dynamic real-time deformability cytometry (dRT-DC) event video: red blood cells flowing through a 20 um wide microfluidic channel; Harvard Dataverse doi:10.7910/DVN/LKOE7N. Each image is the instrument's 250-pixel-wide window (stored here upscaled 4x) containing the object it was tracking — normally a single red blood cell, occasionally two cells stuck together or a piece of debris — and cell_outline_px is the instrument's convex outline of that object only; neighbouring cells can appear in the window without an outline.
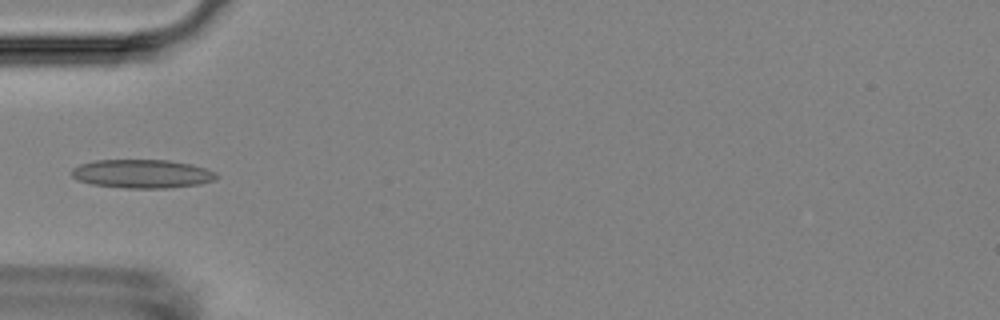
{"species": "Egyptian fruit bat (a non-hibernating species)", "species_latin": "Rousettus aegyptiacus", "temperature_condition": "room temperature", "stored_images_in_passage": 5, "camera_frame_rate_fps": 3000, "um_per_image_px": 0.085, "animal": {"sex": "female"}, "frame": {"image": 1, "passage_image": 1, "time_ms": 0.0, "image_size_px": [1000, 320], "cell_outline_px": [[220, 176], [216, 180], [200, 184], [168, 188], [124, 188], [92, 184], [76, 180], [72, 176], [72, 168], [80, 164], [96, 160], [168, 160], [192, 164], [216, 172]], "centroid_in_image_um": [12.11, 14.77], "position_along_channel_um": 72.9, "area_um2": 24.33}}
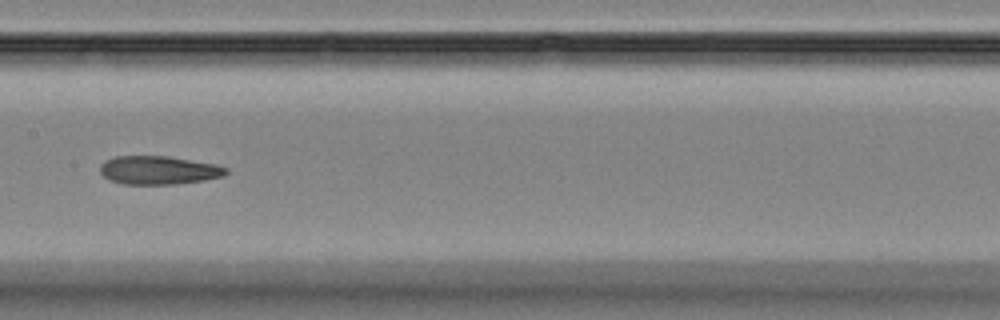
{"frame": {"image": 2, "passage_image": 4, "time_ms": 3.333, "image_size_px": [1000, 320], "cell_outline_px": [[228, 172], [224, 176], [204, 180], [176, 184], [124, 184], [108, 180], [100, 172], [100, 164], [104, 160], [116, 156], [168, 156], [216, 164], [228, 168]], "centroid_in_image_um": [13.48, 14.46], "position_along_channel_um": 193.9, "area_um2": 21.04}}
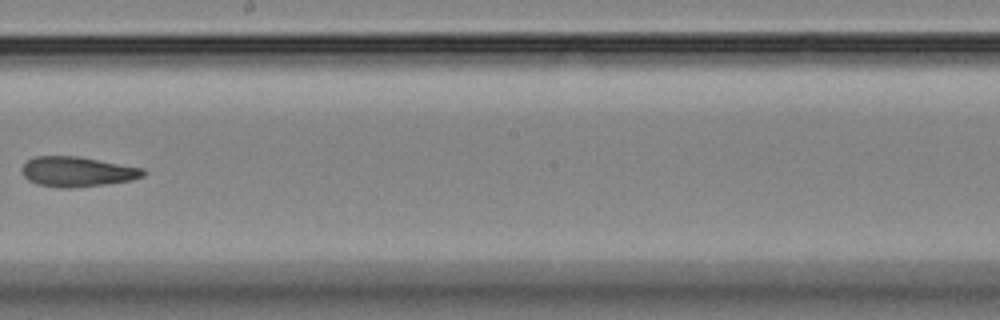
{"frame": {"image": 3, "passage_image": 5, "time_ms": 4.667, "image_size_px": [1000, 320], "cell_outline_px": [[148, 172], [144, 176], [132, 180], [108, 184], [68, 188], [60, 188], [36, 184], [28, 180], [20, 172], [20, 168], [32, 156], [76, 156], [144, 168]], "centroid_in_image_um": [6.56, 14.6], "position_along_channel_um": 241.6, "area_um2": 21.44}}